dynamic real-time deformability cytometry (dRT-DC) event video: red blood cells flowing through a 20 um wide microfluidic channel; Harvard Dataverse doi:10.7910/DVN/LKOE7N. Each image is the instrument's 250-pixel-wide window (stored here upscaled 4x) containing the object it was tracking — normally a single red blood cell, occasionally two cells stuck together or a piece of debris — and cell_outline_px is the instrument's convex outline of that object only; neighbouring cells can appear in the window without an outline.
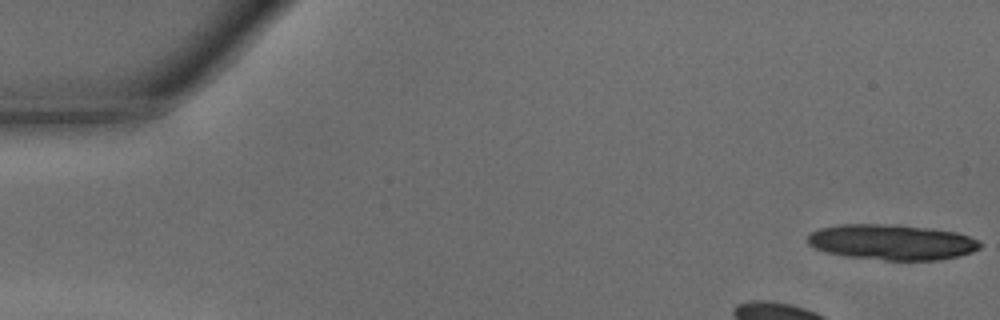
{"species": "common noctule bat (a hibernating species)", "species_latin": "Nyctalus noctula", "temperature_condition": "warm", "stored_images_in_passage": 34, "camera_frame_rate_fps": 3000, "um_per_image_px": 0.085, "animal": {"sex": "male", "body_mass_g": 15.6}, "frame": {"image": 1, "passage_image": 1, "time_ms": 0.0, "image_size_px": [1000, 320], "cell_outline_px": [[980, 248], [972, 252], [960, 256], [940, 260], [884, 260], [844, 256], [828, 252], [816, 248], [808, 244], [808, 236], [812, 232], [820, 228], [840, 224], [900, 224], [932, 228], [956, 232], [980, 240]], "centroid_in_image_um": [75.84, 20.57], "position_along_channel_um": 9.2, "area_um2": 35.89}}